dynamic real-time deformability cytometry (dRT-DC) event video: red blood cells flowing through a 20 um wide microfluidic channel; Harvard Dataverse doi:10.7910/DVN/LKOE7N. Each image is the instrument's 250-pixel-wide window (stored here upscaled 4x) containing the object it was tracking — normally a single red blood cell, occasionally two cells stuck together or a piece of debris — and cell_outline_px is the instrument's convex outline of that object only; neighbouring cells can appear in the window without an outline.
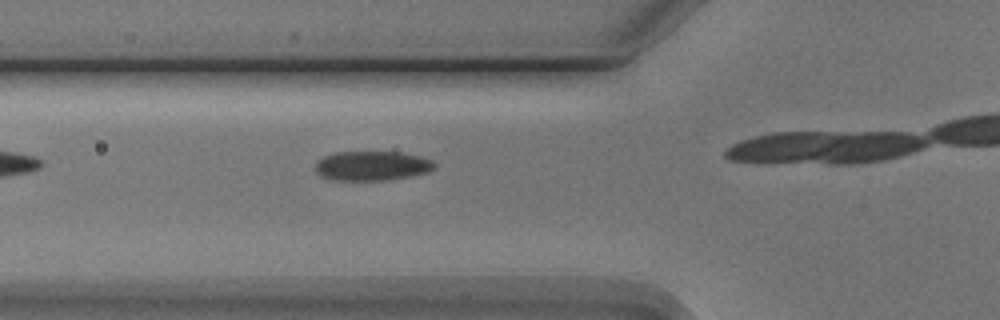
{"species": "Egyptian fruit bat (a non-hibernating species)", "species_latin": "Rousettus aegyptiacus", "temperature_condition": "cold", "stored_images_in_passage": 3, "camera_frame_rate_fps": 3000, "um_per_image_px": 0.085, "animal": {"sex": "male"}, "frame": {"image": 1, "passage_image": 2, "time_ms": 1.333, "image_size_px": [1000, 320], "cell_outline_px": [[436, 168], [428, 172], [412, 176], [384, 180], [332, 180], [320, 176], [316, 172], [316, 160], [324, 156], [336, 152], [400, 152], [420, 156], [432, 160], [436, 164]], "centroid_in_image_um": [31.62, 14.09], "position_along_channel_um": 94.2, "area_um2": 20.63}}